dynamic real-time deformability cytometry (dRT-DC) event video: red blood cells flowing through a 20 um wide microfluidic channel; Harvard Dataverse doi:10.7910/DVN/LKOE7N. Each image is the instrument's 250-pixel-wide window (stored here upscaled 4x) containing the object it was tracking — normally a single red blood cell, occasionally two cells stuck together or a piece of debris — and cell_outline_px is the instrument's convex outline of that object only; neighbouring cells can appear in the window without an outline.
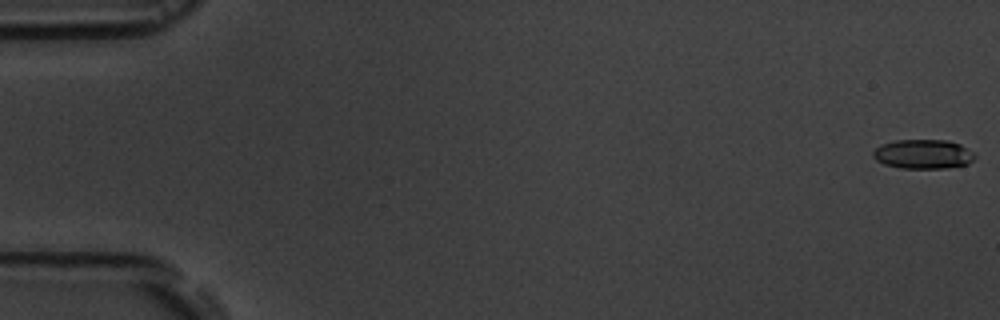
{"species": "common noctule bat (a hibernating species)", "species_latin": "Nyctalus noctula", "temperature_condition": "room temperature", "stored_images_in_passage": 7, "camera_frame_rate_fps": 3000, "um_per_image_px": 0.085, "animal": {"sex": "male", "body_mass_g": 19.5, "forearm_length_mm": 54.6}, "frame": {"image": 1, "passage_image": 1, "time_ms": 0.0, "image_size_px": [1000, 320], "cell_outline_px": [[976, 156], [968, 164], [948, 168], [900, 168], [884, 164], [876, 160], [872, 156], [872, 152], [880, 144], [896, 140], [948, 140], [960, 144], [972, 152]], "centroid_in_image_um": [78.44, 13.1], "position_along_channel_um": 6.6, "area_um2": 17.46}}
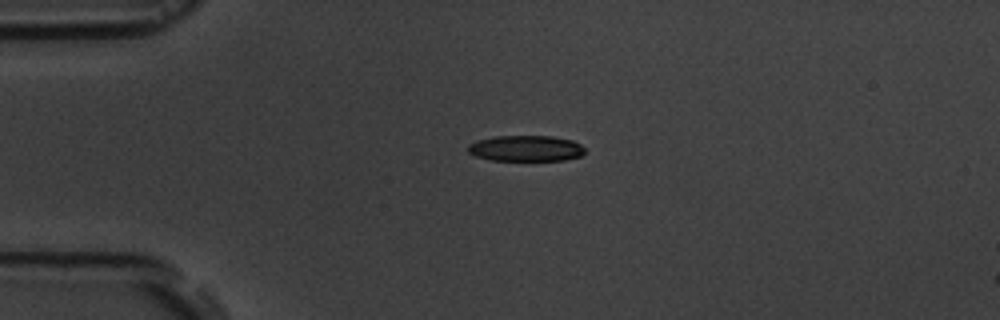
{"frame": {"image": 2, "passage_image": 5, "time_ms": 4.333, "image_size_px": [1000, 320], "cell_outline_px": [[584, 152], [580, 156], [564, 160], [492, 160], [476, 156], [468, 152], [468, 144], [476, 140], [492, 136], [552, 136], [572, 140], [580, 144], [584, 148]], "centroid_in_image_um": [44.67, 12.6], "position_along_channel_um": 40.3, "area_um2": 17.63}}
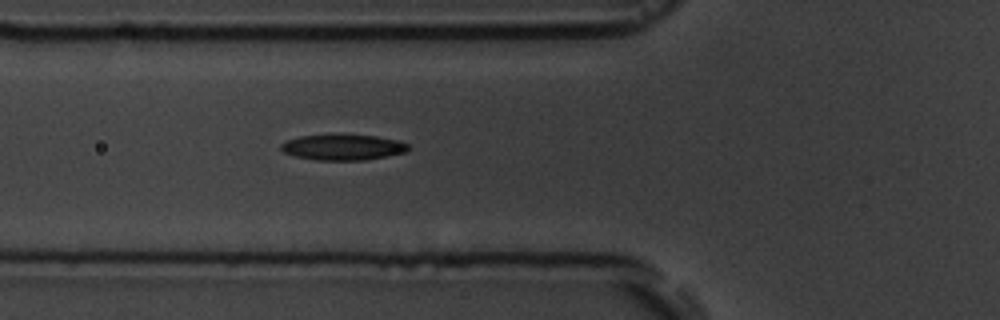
{"frame": {"image": 3, "passage_image": 7, "time_ms": 6.667, "image_size_px": [1000, 320], "cell_outline_px": [[408, 152], [388, 156], [364, 160], [316, 160], [296, 156], [284, 152], [280, 148], [280, 144], [284, 140], [300, 136], [376, 136], [400, 140], [408, 144]], "centroid_in_image_um": [29.17, 12.53], "position_along_channel_um": 96.6, "area_um2": 18.79}}